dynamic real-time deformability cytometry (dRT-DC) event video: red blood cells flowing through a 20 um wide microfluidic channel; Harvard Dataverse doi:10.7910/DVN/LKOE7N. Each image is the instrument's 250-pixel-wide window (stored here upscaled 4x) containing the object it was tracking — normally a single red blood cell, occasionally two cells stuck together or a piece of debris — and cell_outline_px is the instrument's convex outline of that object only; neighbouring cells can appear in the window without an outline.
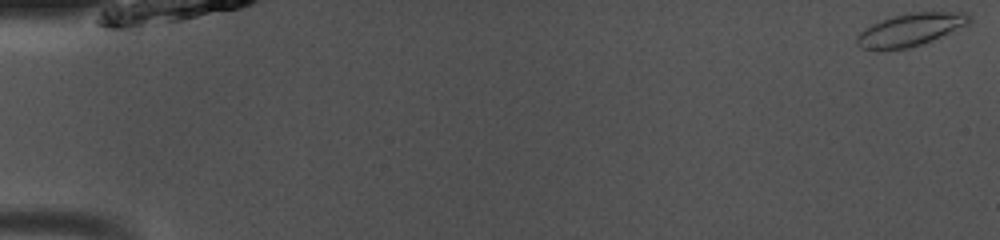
{"species": "common noctule bat (a hibernating species)", "species_latin": "Nyctalus noctula", "temperature_condition": "room temperature", "stored_images_in_passage": 50, "camera_frame_rate_fps": 3000, "um_per_image_px": 0.085, "animal": {"sex": "male", "body_mass_g": 13.0, "forearm_length_mm": 53.1}, "frame": {"image": 1, "passage_image": 1, "time_ms": 0.0, "image_size_px": [1000, 240], "cell_outline_px": [[972, 20], [968, 24], [932, 40], [908, 48], [876, 52], [860, 48], [856, 44], [856, 36], [860, 32], [872, 24], [880, 20], [892, 16], [912, 12], [968, 12], [972, 16]], "centroid_in_image_um": [77.34, 2.54], "position_along_channel_um": 7.7, "area_um2": 21.73}}
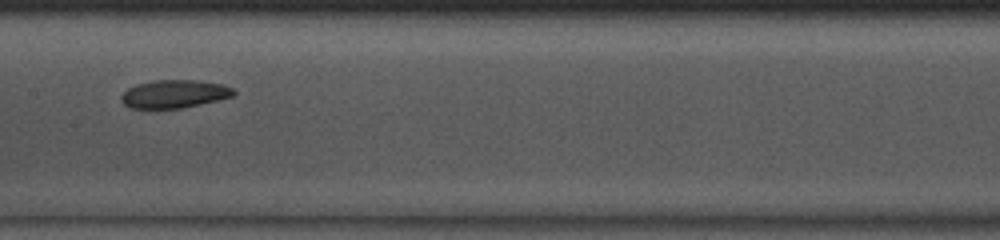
{"frame": {"image": 2, "passage_image": 26, "time_ms": 8.333, "image_size_px": [1000, 240], "cell_outline_px": [[236, 92], [232, 96], [200, 104], [180, 108], [132, 108], [124, 104], [120, 100], [120, 96], [128, 88], [136, 84], [152, 80], [196, 80], [224, 84], [232, 88]], "centroid_in_image_um": [14.79, 7.97], "position_along_channel_um": 192.6, "area_um2": 18.32}}
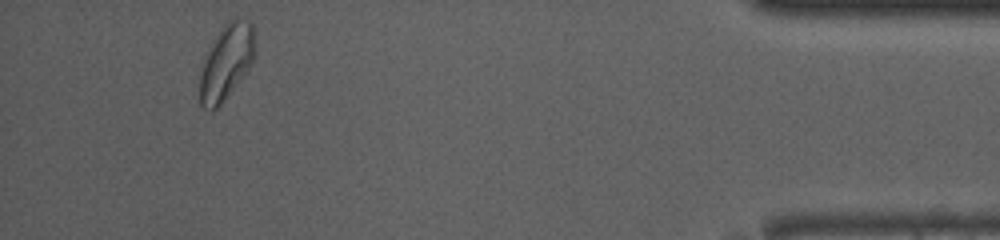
{"frame": {"image": 3, "passage_image": 47, "time_ms": 15.333, "image_size_px": [1000, 240], "cell_outline_px": [[256, 52], [248, 68], [240, 80], [224, 100], [212, 112], [208, 112], [200, 104], [200, 72], [208, 48], [224, 24], [228, 20], [236, 16], [252, 20], [256, 44]], "centroid_in_image_um": [19.26, 5.22], "position_along_channel_um": 415.9, "area_um2": 24.51}, "authors_computed_cell_mechanics": {"area_um2": 19.941, "velocity_mm_per_s": 4.0341, "shape_relaxation_time_tau1_ms": 3.4212, "shape_relaxation_time_tau2_ms": 6.3586, "deformation_change_tau1": 0.1101, "deformation_change_tau2": 0.0724}}